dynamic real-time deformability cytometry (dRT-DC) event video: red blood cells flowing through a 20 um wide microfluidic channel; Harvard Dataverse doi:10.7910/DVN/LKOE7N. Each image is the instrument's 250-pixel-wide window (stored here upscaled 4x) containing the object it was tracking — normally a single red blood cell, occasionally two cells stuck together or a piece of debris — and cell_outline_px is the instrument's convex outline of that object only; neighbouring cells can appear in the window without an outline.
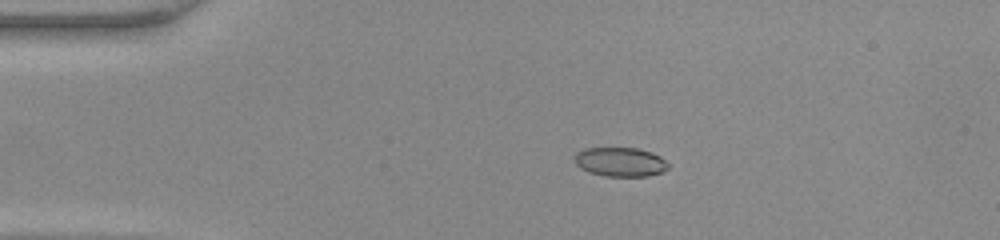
{"species": "common noctule bat (a hibernating species)", "species_latin": "Nyctalus noctula", "temperature_condition": "warm", "stored_images_in_passage": 42, "camera_frame_rate_fps": 3000, "um_per_image_px": 0.085, "animal": {"sex": "female", "body_mass_g": 22.0, "forearm_length_mm": 56.7}, "frame": {"image": 1, "passage_image": 5, "time_ms": 1.333, "image_size_px": [1000, 240], "cell_outline_px": [[664, 168], [660, 172], [644, 176], [612, 176], [592, 172], [584, 168], [576, 160], [576, 156], [580, 152], [592, 148], [632, 148], [648, 152], [656, 156], [660, 160]], "centroid_in_image_um": [52.68, 13.76], "position_along_channel_um": 32.3, "area_um2": 14.39}}
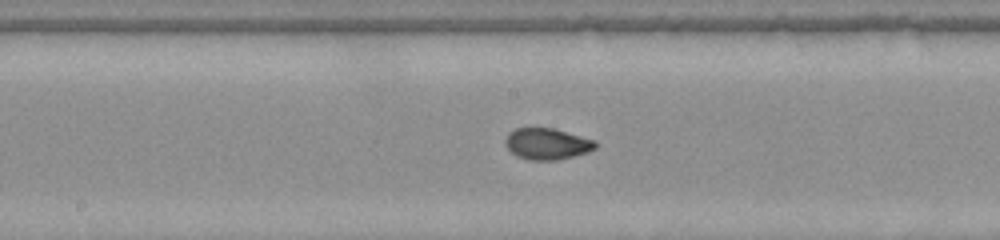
{"frame": {"image": 2, "passage_image": 20, "time_ms": 6.333, "image_size_px": [1000, 240], "cell_outline_px": [[596, 144], [592, 148], [584, 152], [568, 156], [520, 156], [508, 148], [508, 136], [512, 132], [520, 128], [548, 128], [592, 140]], "centroid_in_image_um": [46.49, 12.14], "position_along_channel_um": 201.7, "area_um2": 13.99}}
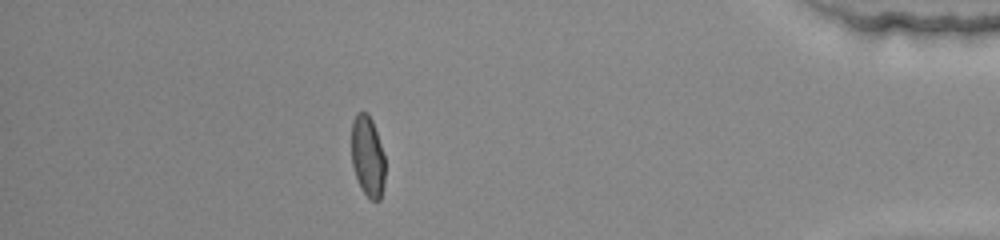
{"frame": {"image": 3, "passage_image": 37, "time_ms": 12.0, "image_size_px": [1000, 240], "cell_outline_px": [[384, 176], [380, 196], [376, 200], [372, 200], [364, 192], [356, 176], [352, 160], [352, 124], [356, 116], [360, 112], [364, 112], [368, 116], [376, 132], [384, 156]], "centroid_in_image_um": [31.24, 13.29], "position_along_channel_um": 404.0, "area_um2": 14.91}}